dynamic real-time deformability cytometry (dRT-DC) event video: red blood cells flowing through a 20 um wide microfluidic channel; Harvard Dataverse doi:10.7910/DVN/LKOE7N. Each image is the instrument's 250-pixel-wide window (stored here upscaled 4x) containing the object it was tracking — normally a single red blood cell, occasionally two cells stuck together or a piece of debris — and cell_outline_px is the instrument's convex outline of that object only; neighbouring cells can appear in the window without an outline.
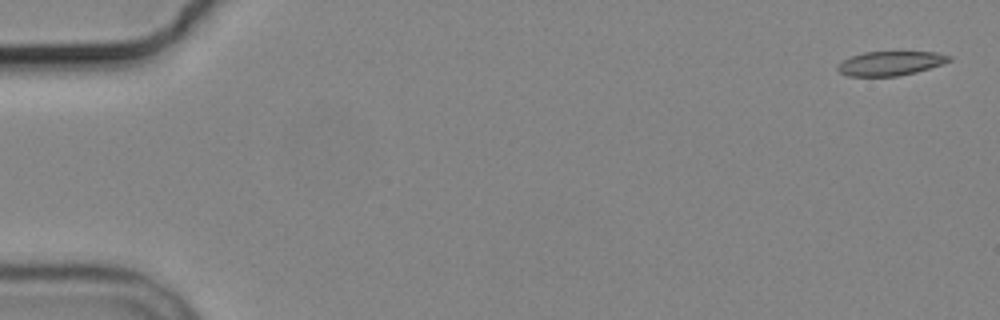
{"species": "common noctule bat (a hibernating species)", "species_latin": "Nyctalus noctula", "temperature_condition": "cold", "stored_images_in_passage": 4, "camera_frame_rate_fps": 3000, "um_per_image_px": 0.085, "animal": {"sex": "male", "body_mass_g": 19.2, "forearm_length_mm": 51.8}, "frame": {"image": 1, "passage_image": 1, "time_ms": 0.0, "image_size_px": [1000, 320], "cell_outline_px": [[952, 60], [944, 64], [916, 72], [896, 76], [848, 76], [840, 72], [836, 68], [844, 60], [852, 56], [864, 52], [936, 52], [952, 56]], "centroid_in_image_um": [75.74, 5.38], "position_along_channel_um": 9.3, "area_um2": 15.66}}
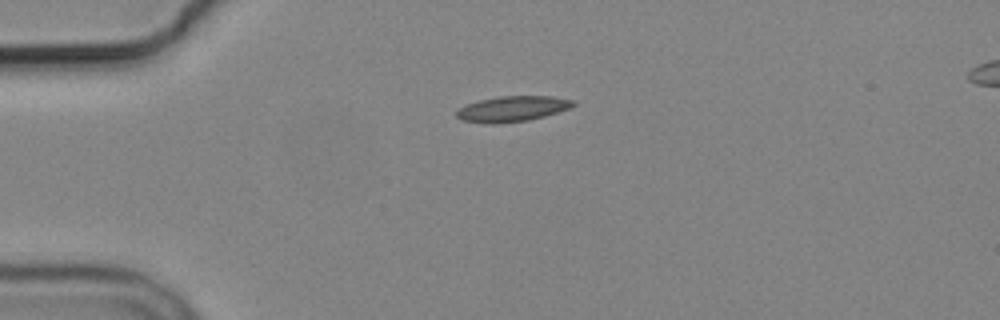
{"frame": {"image": 2, "passage_image": 4, "time_ms": 4.333, "image_size_px": [1000, 320], "cell_outline_px": [[576, 104], [572, 108], [544, 116], [528, 120], [496, 124], [488, 124], [460, 120], [456, 116], [456, 108], [480, 100], [500, 96], [552, 96], [576, 100]], "centroid_in_image_um": [43.56, 9.25], "position_along_channel_um": 41.4, "area_um2": 17.57}}